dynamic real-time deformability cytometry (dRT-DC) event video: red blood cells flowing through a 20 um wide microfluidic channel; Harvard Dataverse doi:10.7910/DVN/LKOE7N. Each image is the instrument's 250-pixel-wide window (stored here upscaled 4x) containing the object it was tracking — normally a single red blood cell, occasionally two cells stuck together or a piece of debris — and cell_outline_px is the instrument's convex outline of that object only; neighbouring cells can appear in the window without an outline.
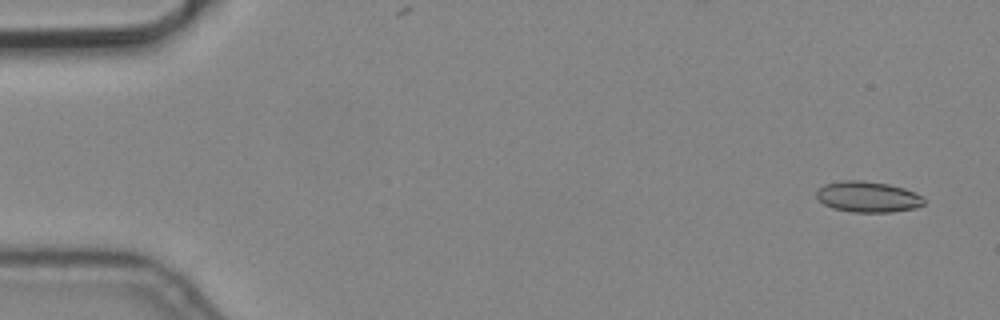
{"species": "common noctule bat (a hibernating species)", "species_latin": "Nyctalus noctula", "temperature_condition": "cold", "stored_images_in_passage": 5, "camera_frame_rate_fps": 3000, "um_per_image_px": 0.085, "animal": {"sex": "male", "body_mass_g": 19.2, "forearm_length_mm": 51.8}, "frame": {"image": 1, "passage_image": 1, "time_ms": 0.0, "image_size_px": [1000, 320], "cell_outline_px": [[924, 204], [916, 208], [892, 212], [852, 212], [832, 208], [824, 204], [816, 196], [816, 192], [824, 184], [840, 180], [864, 180], [888, 184], [904, 188], [920, 196], [924, 200]], "centroid_in_image_um": [73.74, 16.73], "position_along_channel_um": 11.3, "area_um2": 19.31}}
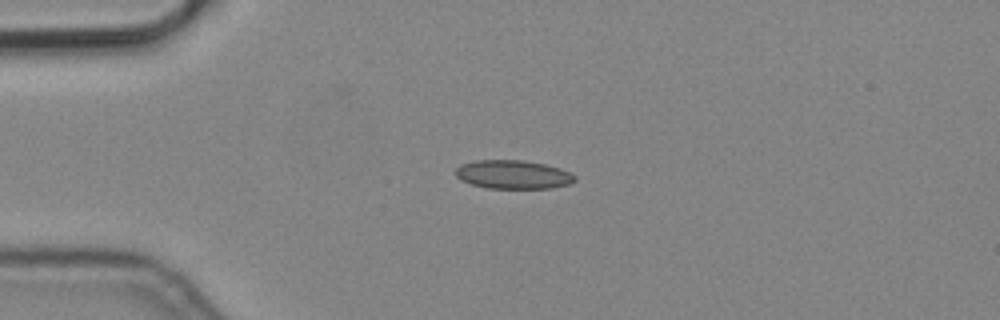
{"frame": {"image": 2, "passage_image": 4, "time_ms": 1.0, "image_size_px": [1000, 320], "cell_outline_px": [[576, 180], [572, 184], [552, 188], [488, 188], [472, 184], [460, 180], [456, 176], [456, 168], [460, 164], [476, 160], [524, 160], [544, 164], [560, 168], [576, 176]], "centroid_in_image_um": [43.62, 14.83], "position_along_channel_um": 41.4, "area_um2": 20.0}}